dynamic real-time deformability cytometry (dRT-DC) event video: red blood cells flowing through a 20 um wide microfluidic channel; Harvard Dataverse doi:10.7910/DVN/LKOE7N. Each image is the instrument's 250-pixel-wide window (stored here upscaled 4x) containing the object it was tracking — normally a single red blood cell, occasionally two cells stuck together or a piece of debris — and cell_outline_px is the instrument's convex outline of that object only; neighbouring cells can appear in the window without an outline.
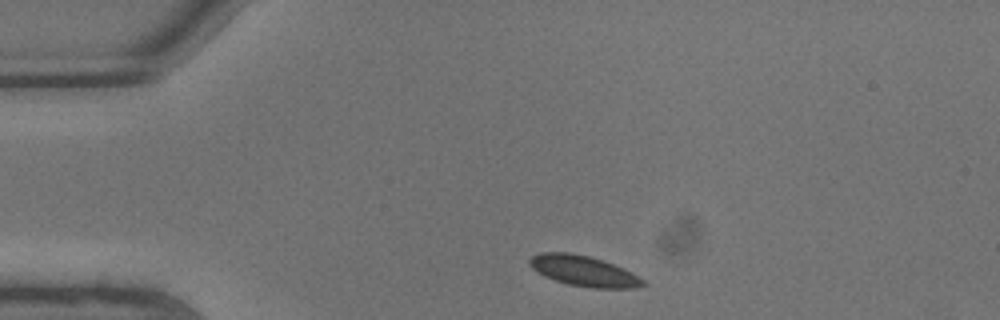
{"species": "common noctule bat (a hibernating species)", "species_latin": "Nyctalus noctula", "temperature_condition": "warm", "stored_images_in_passage": 4, "camera_frame_rate_fps": 3000, "um_per_image_px": 0.085, "animal": {"sex": "male", "body_mass_g": 13.3}, "frame": {"image": 1, "passage_image": 1, "time_ms": 0.0, "image_size_px": [1000, 320], "cell_outline_px": [[648, 284], [636, 288], [592, 288], [568, 284], [544, 276], [532, 268], [528, 264], [528, 260], [532, 256], [540, 252], [572, 252], [604, 260], [624, 268], [644, 280]], "centroid_in_image_um": [49.62, 23.02], "position_along_channel_um": 35.4, "area_um2": 20.29}}
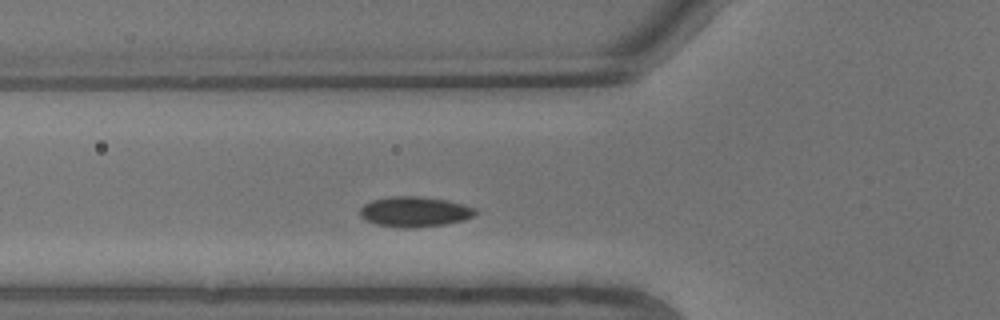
{"frame": {"image": 2, "passage_image": 4, "time_ms": 1.0, "image_size_px": [1000, 320], "cell_outline_px": [[476, 216], [464, 220], [444, 224], [412, 228], [404, 228], [376, 224], [364, 220], [360, 216], [360, 208], [364, 204], [372, 200], [388, 196], [420, 196], [448, 200], [464, 204], [476, 208]], "centroid_in_image_um": [35.25, 17.99], "position_along_channel_um": 90.5, "area_um2": 20.58}}